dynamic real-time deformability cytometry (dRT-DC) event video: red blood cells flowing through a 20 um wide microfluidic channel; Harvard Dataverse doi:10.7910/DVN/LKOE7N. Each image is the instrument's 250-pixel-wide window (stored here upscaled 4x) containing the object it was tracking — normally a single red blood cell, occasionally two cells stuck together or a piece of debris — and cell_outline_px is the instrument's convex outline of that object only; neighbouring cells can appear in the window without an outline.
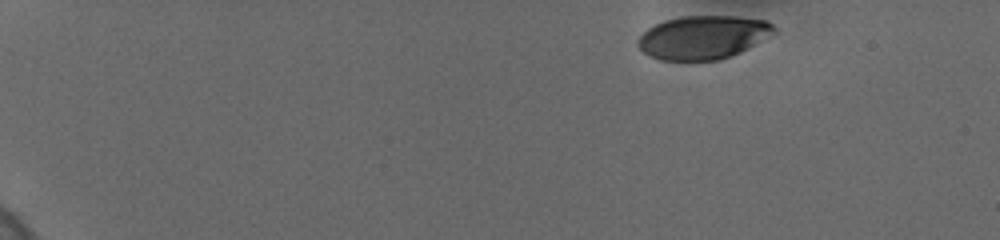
{"species": "human", "species_latin": "Homo sapiens", "temperature_condition": "cold", "stored_images_in_passage": 8, "camera_frame_rate_fps": 3000, "um_per_image_px": 0.085, "donor": {"sex": "female"}, "frame": {"image": 1, "passage_image": 1, "time_ms": 0.0, "image_size_px": [1000, 240], "cell_outline_px": [[776, 32], [748, 48], [740, 52], [720, 60], [660, 60], [648, 56], [636, 44], [636, 40], [648, 28], [664, 20], [680, 16], [732, 16], [768, 20], [776, 28]], "centroid_in_image_um": [59.75, 3.17], "position_along_channel_um": 25.3, "area_um2": 34.56}}
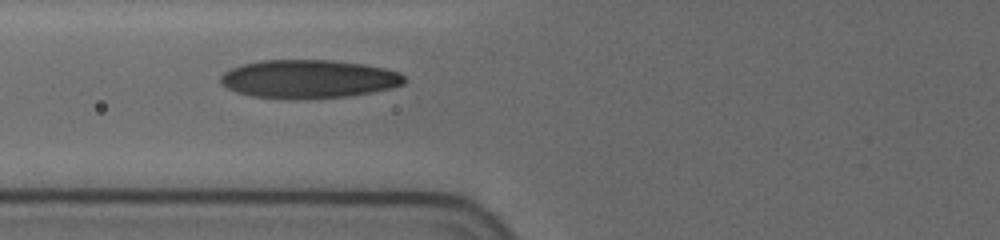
{"frame": {"image": 2, "passage_image": 7, "time_ms": 5.667, "image_size_px": [1000, 240], "cell_outline_px": [[404, 84], [392, 88], [372, 92], [348, 96], [304, 100], [296, 100], [248, 96], [236, 92], [220, 84], [220, 76], [224, 72], [240, 64], [260, 60], [332, 60], [364, 64], [384, 68], [400, 72], [404, 76]], "centroid_in_image_um": [26.2, 6.73], "position_along_channel_um": 99.6, "area_um2": 41.73}}
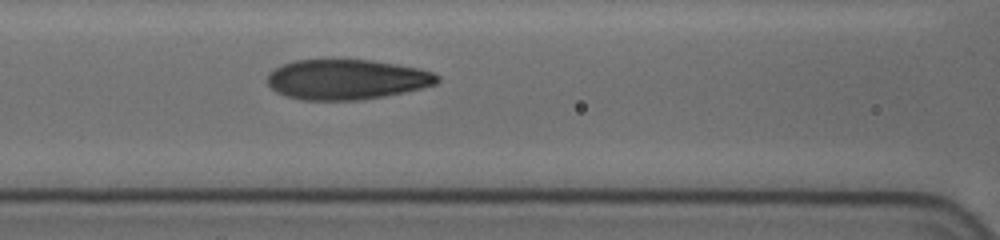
{"frame": {"image": 3, "passage_image": 8, "time_ms": 6.667, "image_size_px": [1000, 240], "cell_outline_px": [[440, 80], [436, 84], [404, 92], [384, 96], [356, 100], [300, 100], [284, 96], [276, 92], [268, 84], [268, 72], [284, 64], [296, 60], [372, 60], [420, 68], [432, 72], [440, 76]], "centroid_in_image_um": [29.47, 6.76], "position_along_channel_um": 137.1, "area_um2": 39.71}}